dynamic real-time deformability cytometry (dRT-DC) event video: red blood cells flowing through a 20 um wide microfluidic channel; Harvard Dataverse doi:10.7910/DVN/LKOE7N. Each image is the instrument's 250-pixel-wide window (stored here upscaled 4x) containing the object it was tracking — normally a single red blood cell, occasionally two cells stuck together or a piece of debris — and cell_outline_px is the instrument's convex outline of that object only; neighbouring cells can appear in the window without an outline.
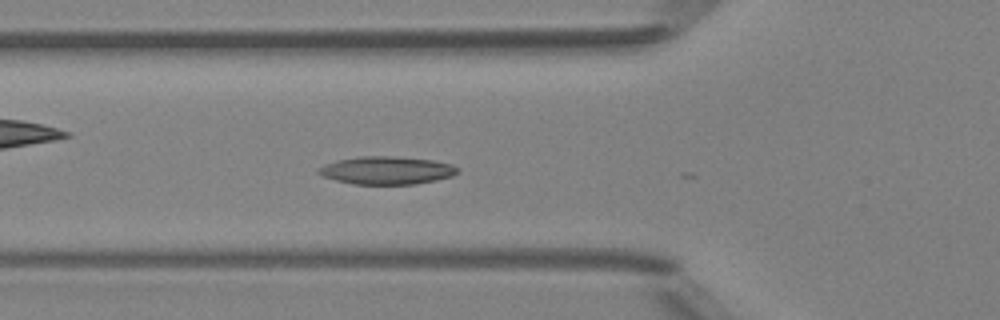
{"species": "Egyptian fruit bat (a non-hibernating species)", "species_latin": "Rousettus aegyptiacus", "temperature_condition": "room temperature", "stored_images_in_passage": 18, "camera_frame_rate_fps": 3000, "um_per_image_px": 0.085, "animal": {"sex": "female"}, "frame": {"image": 1, "passage_image": 17, "time_ms": 5.333, "image_size_px": [1000, 320], "cell_outline_px": [[460, 172], [452, 176], [436, 180], [416, 184], [352, 184], [336, 180], [324, 176], [316, 172], [324, 164], [336, 160], [360, 156], [392, 156], [432, 160], [452, 164], [460, 168]], "centroid_in_image_um": [32.9, 14.48], "position_along_channel_um": 92.9, "area_um2": 22.66}}